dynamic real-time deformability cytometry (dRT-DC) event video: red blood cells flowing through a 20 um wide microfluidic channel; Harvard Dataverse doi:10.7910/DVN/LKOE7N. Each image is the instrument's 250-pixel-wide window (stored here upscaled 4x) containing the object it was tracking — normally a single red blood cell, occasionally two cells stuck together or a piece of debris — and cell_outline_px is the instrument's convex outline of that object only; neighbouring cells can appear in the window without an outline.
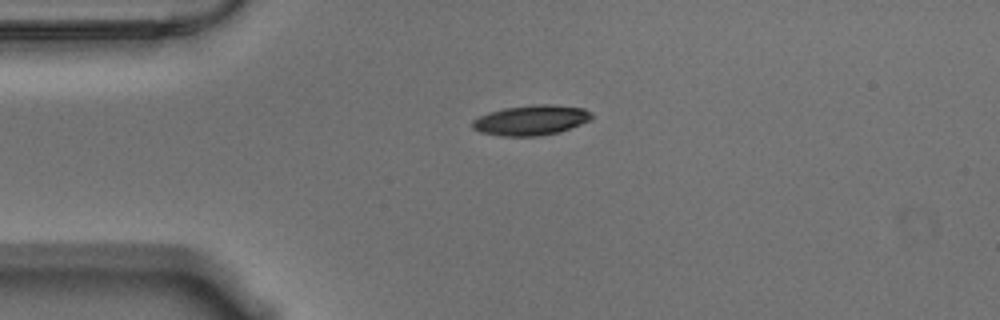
{"species": "Egyptian fruit bat (a non-hibernating species)", "species_latin": "Rousettus aegyptiacus", "temperature_condition": "warm", "stored_images_in_passage": 44, "camera_frame_rate_fps": 3000, "um_per_image_px": 0.085, "animal": {"sex": "male"}, "frame": {"image": 1, "passage_image": 1, "time_ms": 0.0, "image_size_px": [1000, 320], "cell_outline_px": [[592, 116], [588, 120], [580, 124], [560, 132], [536, 136], [500, 136], [480, 132], [472, 128], [472, 120], [488, 112], [504, 108], [536, 104], [552, 104], [584, 108], [592, 112]], "centroid_in_image_um": [45.12, 10.21], "position_along_channel_um": 39.9, "area_um2": 20.92}}
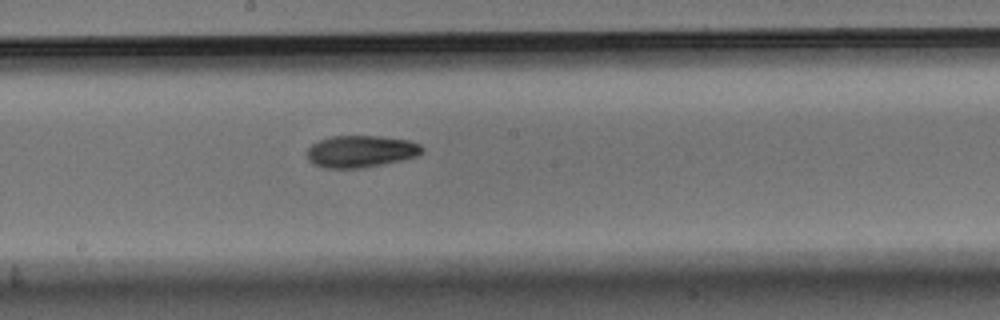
{"frame": {"image": 2, "passage_image": 18, "time_ms": 5.667, "image_size_px": [1000, 320], "cell_outline_px": [[424, 152], [416, 156], [384, 164], [360, 168], [324, 168], [312, 164], [308, 160], [308, 148], [312, 144], [320, 140], [332, 136], [380, 136], [408, 140], [420, 144], [424, 148]], "centroid_in_image_um": [30.67, 12.87], "position_along_channel_um": 217.5, "area_um2": 21.44}}
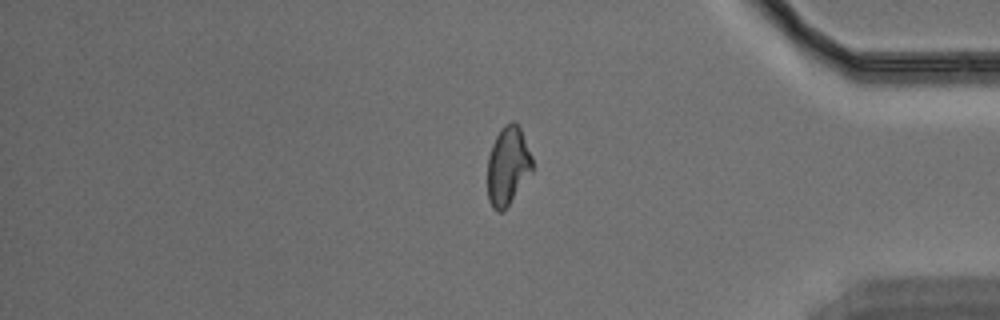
{"frame": {"image": 3, "passage_image": 35, "time_ms": 11.333, "image_size_px": [1000, 320], "cell_outline_px": [[532, 172], [508, 204], [500, 212], [496, 212], [492, 208], [488, 200], [488, 156], [492, 144], [500, 128], [504, 124], [512, 120], [520, 128], [532, 156]], "centroid_in_image_um": [43.15, 14.07], "position_along_channel_um": 392.0, "area_um2": 20.35}, "authors_computed_cell_mechanics": {"area_um2": 21.0392, "velocity_mm_per_s": 3.5383, "shape_relaxation_time_tau1_ms": 7.7013, "shape_relaxation_time_tau2_ms": null, "deformation_change_tau1": 0.1785, "deformation_change_tau2": null}}